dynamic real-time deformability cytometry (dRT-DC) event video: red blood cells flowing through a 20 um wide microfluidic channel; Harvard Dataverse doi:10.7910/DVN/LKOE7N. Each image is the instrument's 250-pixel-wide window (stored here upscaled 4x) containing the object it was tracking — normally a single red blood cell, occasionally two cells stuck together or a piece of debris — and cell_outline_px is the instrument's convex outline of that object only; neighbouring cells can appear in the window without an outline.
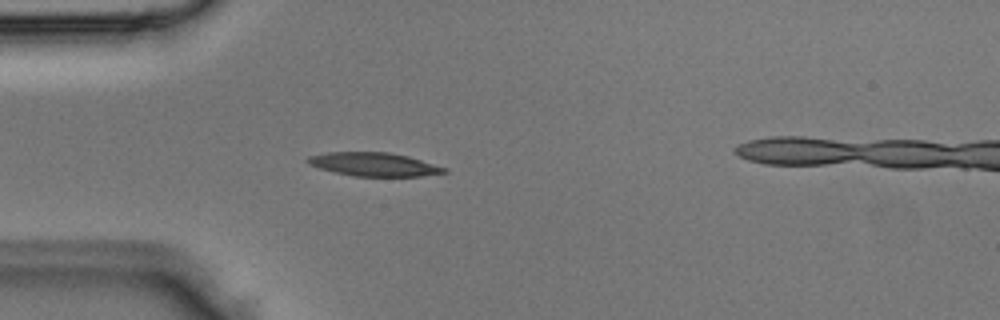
{"species": "Egyptian fruit bat (a non-hibernating species)", "species_latin": "Rousettus aegyptiacus", "temperature_condition": "room temperature", "stored_images_in_passage": 4, "segment_of_instrument_passage": [1, 2], "camera_frame_rate_fps": 3000, "um_per_image_px": 0.085, "animal": {"sex": "male"}, "frame": {"image": 1, "passage_image": 3, "time_ms": 0.667, "image_size_px": [1000, 320], "cell_outline_px": [[448, 172], [420, 176], [352, 176], [320, 168], [308, 164], [304, 160], [308, 156], [328, 152], [388, 152], [408, 156], [448, 168]], "centroid_in_image_um": [31.78, 13.96], "position_along_channel_um": 53.2, "area_um2": 18.73}}